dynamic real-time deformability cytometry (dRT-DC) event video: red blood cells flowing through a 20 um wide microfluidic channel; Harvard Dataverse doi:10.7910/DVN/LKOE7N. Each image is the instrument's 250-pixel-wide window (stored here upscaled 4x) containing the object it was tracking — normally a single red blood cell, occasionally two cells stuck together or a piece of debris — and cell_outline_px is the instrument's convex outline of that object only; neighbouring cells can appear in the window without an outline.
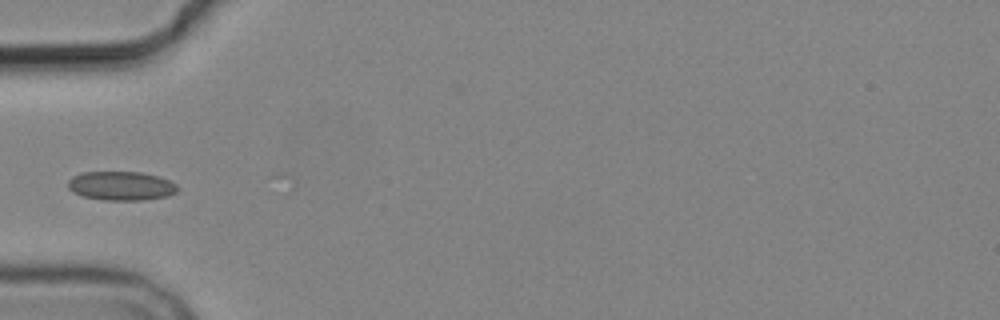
{"species": "common noctule bat (a hibernating species)", "species_latin": "Nyctalus noctula", "temperature_condition": "cold", "stored_images_in_passage": 8, "camera_frame_rate_fps": 3000, "um_per_image_px": 0.085, "animal": {"sex": "male", "body_mass_g": 19.2, "forearm_length_mm": 51.8}, "frame": {"image": 1, "passage_image": 4, "time_ms": 4.667, "image_size_px": [1000, 320], "cell_outline_px": [[180, 188], [176, 192], [168, 196], [144, 200], [104, 200], [84, 196], [72, 192], [68, 188], [68, 180], [72, 176], [80, 172], [140, 172], [160, 176], [176, 184]], "centroid_in_image_um": [10.3, 15.79], "position_along_channel_um": 74.7, "area_um2": 18.67}}
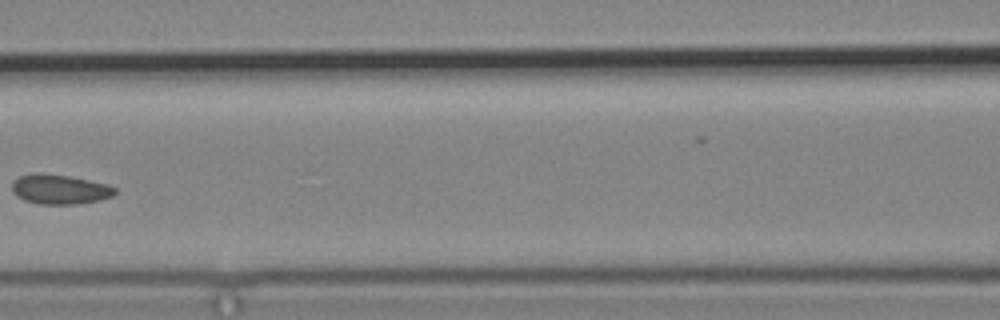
{"frame": {"image": 2, "passage_image": 6, "time_ms": 7.0, "image_size_px": [1000, 320], "cell_outline_px": [[116, 192], [112, 196], [100, 200], [76, 204], [40, 204], [24, 200], [16, 196], [12, 192], [12, 180], [20, 176], [32, 172], [40, 172], [68, 176], [108, 184], [116, 188]], "centroid_in_image_um": [5.04, 16.08], "position_along_channel_um": 161.6, "area_um2": 17.98}}
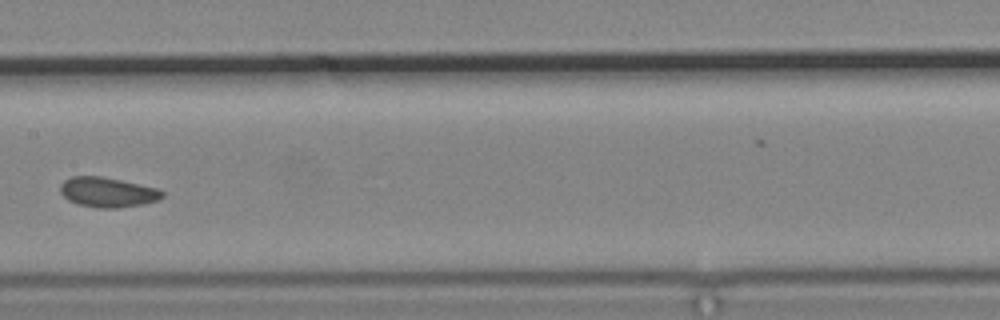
{"frame": {"image": 3, "passage_image": 7, "time_ms": 8.0, "image_size_px": [1000, 320], "cell_outline_px": [[164, 196], [160, 200], [144, 204], [116, 208], [100, 208], [80, 204], [68, 200], [60, 192], [60, 184], [64, 180], [72, 176], [100, 176], [120, 180], [156, 188], [164, 192]], "centroid_in_image_um": [9.15, 16.34], "position_along_channel_um": 198.2, "area_um2": 17.69}}